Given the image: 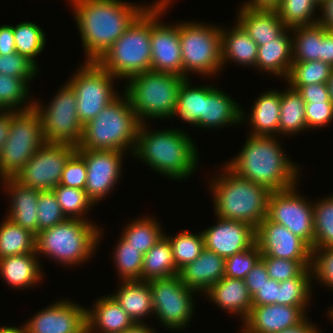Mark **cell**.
Segmentation results:
<instances>
[{
    "instance_id": "cell-57",
    "label": "cell",
    "mask_w": 333,
    "mask_h": 333,
    "mask_svg": "<svg viewBox=\"0 0 333 333\" xmlns=\"http://www.w3.org/2000/svg\"><path fill=\"white\" fill-rule=\"evenodd\" d=\"M266 279H269V275L266 270L265 262L260 258L244 279L249 294L253 296L266 282Z\"/></svg>"
},
{
    "instance_id": "cell-20",
    "label": "cell",
    "mask_w": 333,
    "mask_h": 333,
    "mask_svg": "<svg viewBox=\"0 0 333 333\" xmlns=\"http://www.w3.org/2000/svg\"><path fill=\"white\" fill-rule=\"evenodd\" d=\"M217 218L216 225L202 232L205 249L227 258L256 243L255 228L248 223Z\"/></svg>"
},
{
    "instance_id": "cell-1",
    "label": "cell",
    "mask_w": 333,
    "mask_h": 333,
    "mask_svg": "<svg viewBox=\"0 0 333 333\" xmlns=\"http://www.w3.org/2000/svg\"><path fill=\"white\" fill-rule=\"evenodd\" d=\"M70 1L86 62H96L148 7L122 0Z\"/></svg>"
},
{
    "instance_id": "cell-36",
    "label": "cell",
    "mask_w": 333,
    "mask_h": 333,
    "mask_svg": "<svg viewBox=\"0 0 333 333\" xmlns=\"http://www.w3.org/2000/svg\"><path fill=\"white\" fill-rule=\"evenodd\" d=\"M294 30V31H293ZM293 62L320 60L321 55V24L297 26L291 28Z\"/></svg>"
},
{
    "instance_id": "cell-14",
    "label": "cell",
    "mask_w": 333,
    "mask_h": 333,
    "mask_svg": "<svg viewBox=\"0 0 333 333\" xmlns=\"http://www.w3.org/2000/svg\"><path fill=\"white\" fill-rule=\"evenodd\" d=\"M76 146L66 143H45L13 178L19 184L40 191L53 190Z\"/></svg>"
},
{
    "instance_id": "cell-62",
    "label": "cell",
    "mask_w": 333,
    "mask_h": 333,
    "mask_svg": "<svg viewBox=\"0 0 333 333\" xmlns=\"http://www.w3.org/2000/svg\"><path fill=\"white\" fill-rule=\"evenodd\" d=\"M280 2L281 0H248L241 6L256 10H275Z\"/></svg>"
},
{
    "instance_id": "cell-35",
    "label": "cell",
    "mask_w": 333,
    "mask_h": 333,
    "mask_svg": "<svg viewBox=\"0 0 333 333\" xmlns=\"http://www.w3.org/2000/svg\"><path fill=\"white\" fill-rule=\"evenodd\" d=\"M36 235L5 217L0 225V259L35 252Z\"/></svg>"
},
{
    "instance_id": "cell-27",
    "label": "cell",
    "mask_w": 333,
    "mask_h": 333,
    "mask_svg": "<svg viewBox=\"0 0 333 333\" xmlns=\"http://www.w3.org/2000/svg\"><path fill=\"white\" fill-rule=\"evenodd\" d=\"M286 28L278 37L266 44L258 46L256 68L273 76L287 79L292 66V36Z\"/></svg>"
},
{
    "instance_id": "cell-19",
    "label": "cell",
    "mask_w": 333,
    "mask_h": 333,
    "mask_svg": "<svg viewBox=\"0 0 333 333\" xmlns=\"http://www.w3.org/2000/svg\"><path fill=\"white\" fill-rule=\"evenodd\" d=\"M86 311L66 299L56 301L22 326L28 333H87Z\"/></svg>"
},
{
    "instance_id": "cell-22",
    "label": "cell",
    "mask_w": 333,
    "mask_h": 333,
    "mask_svg": "<svg viewBox=\"0 0 333 333\" xmlns=\"http://www.w3.org/2000/svg\"><path fill=\"white\" fill-rule=\"evenodd\" d=\"M235 102L220 89L203 85V114L196 121V127L208 129L240 124L246 115Z\"/></svg>"
},
{
    "instance_id": "cell-24",
    "label": "cell",
    "mask_w": 333,
    "mask_h": 333,
    "mask_svg": "<svg viewBox=\"0 0 333 333\" xmlns=\"http://www.w3.org/2000/svg\"><path fill=\"white\" fill-rule=\"evenodd\" d=\"M2 181H4L3 184L10 195L9 197L12 198L10 199L9 214L6 218L37 235V205L40 190L25 187L13 178L3 179Z\"/></svg>"
},
{
    "instance_id": "cell-55",
    "label": "cell",
    "mask_w": 333,
    "mask_h": 333,
    "mask_svg": "<svg viewBox=\"0 0 333 333\" xmlns=\"http://www.w3.org/2000/svg\"><path fill=\"white\" fill-rule=\"evenodd\" d=\"M279 299V282L266 279V282L258 289V291L252 296V306L261 305H278Z\"/></svg>"
},
{
    "instance_id": "cell-47",
    "label": "cell",
    "mask_w": 333,
    "mask_h": 333,
    "mask_svg": "<svg viewBox=\"0 0 333 333\" xmlns=\"http://www.w3.org/2000/svg\"><path fill=\"white\" fill-rule=\"evenodd\" d=\"M269 278L278 282L294 277H313L311 260H288L261 255Z\"/></svg>"
},
{
    "instance_id": "cell-11",
    "label": "cell",
    "mask_w": 333,
    "mask_h": 333,
    "mask_svg": "<svg viewBox=\"0 0 333 333\" xmlns=\"http://www.w3.org/2000/svg\"><path fill=\"white\" fill-rule=\"evenodd\" d=\"M76 101L75 91L67 82L46 109L38 101H34L33 107L39 113L45 142L78 147L83 135V125L77 115Z\"/></svg>"
},
{
    "instance_id": "cell-23",
    "label": "cell",
    "mask_w": 333,
    "mask_h": 333,
    "mask_svg": "<svg viewBox=\"0 0 333 333\" xmlns=\"http://www.w3.org/2000/svg\"><path fill=\"white\" fill-rule=\"evenodd\" d=\"M225 274V258L204 249L192 262L179 270L181 281L194 292L207 293Z\"/></svg>"
},
{
    "instance_id": "cell-38",
    "label": "cell",
    "mask_w": 333,
    "mask_h": 333,
    "mask_svg": "<svg viewBox=\"0 0 333 333\" xmlns=\"http://www.w3.org/2000/svg\"><path fill=\"white\" fill-rule=\"evenodd\" d=\"M317 6V0H281L275 11L287 28H294L317 24L319 18H313Z\"/></svg>"
},
{
    "instance_id": "cell-65",
    "label": "cell",
    "mask_w": 333,
    "mask_h": 333,
    "mask_svg": "<svg viewBox=\"0 0 333 333\" xmlns=\"http://www.w3.org/2000/svg\"><path fill=\"white\" fill-rule=\"evenodd\" d=\"M0 333H28L27 330L24 328V326L21 327H0Z\"/></svg>"
},
{
    "instance_id": "cell-51",
    "label": "cell",
    "mask_w": 333,
    "mask_h": 333,
    "mask_svg": "<svg viewBox=\"0 0 333 333\" xmlns=\"http://www.w3.org/2000/svg\"><path fill=\"white\" fill-rule=\"evenodd\" d=\"M38 67L26 56L14 52L0 54V73L24 79L27 83L37 75Z\"/></svg>"
},
{
    "instance_id": "cell-46",
    "label": "cell",
    "mask_w": 333,
    "mask_h": 333,
    "mask_svg": "<svg viewBox=\"0 0 333 333\" xmlns=\"http://www.w3.org/2000/svg\"><path fill=\"white\" fill-rule=\"evenodd\" d=\"M332 69L333 67L320 60L292 62L286 81H288V85L327 83Z\"/></svg>"
},
{
    "instance_id": "cell-31",
    "label": "cell",
    "mask_w": 333,
    "mask_h": 333,
    "mask_svg": "<svg viewBox=\"0 0 333 333\" xmlns=\"http://www.w3.org/2000/svg\"><path fill=\"white\" fill-rule=\"evenodd\" d=\"M254 102L249 114V126H252L250 135L267 137L279 135L281 92L275 90L263 92Z\"/></svg>"
},
{
    "instance_id": "cell-41",
    "label": "cell",
    "mask_w": 333,
    "mask_h": 333,
    "mask_svg": "<svg viewBox=\"0 0 333 333\" xmlns=\"http://www.w3.org/2000/svg\"><path fill=\"white\" fill-rule=\"evenodd\" d=\"M203 114V85L192 87L189 78L185 79L178 92V100L173 116L196 126V121Z\"/></svg>"
},
{
    "instance_id": "cell-28",
    "label": "cell",
    "mask_w": 333,
    "mask_h": 333,
    "mask_svg": "<svg viewBox=\"0 0 333 333\" xmlns=\"http://www.w3.org/2000/svg\"><path fill=\"white\" fill-rule=\"evenodd\" d=\"M237 23L258 46L278 37L287 27L275 10H256L240 7Z\"/></svg>"
},
{
    "instance_id": "cell-39",
    "label": "cell",
    "mask_w": 333,
    "mask_h": 333,
    "mask_svg": "<svg viewBox=\"0 0 333 333\" xmlns=\"http://www.w3.org/2000/svg\"><path fill=\"white\" fill-rule=\"evenodd\" d=\"M13 34L16 51L37 66L34 58L42 52L46 42L43 29L35 23L22 22L13 26Z\"/></svg>"
},
{
    "instance_id": "cell-7",
    "label": "cell",
    "mask_w": 333,
    "mask_h": 333,
    "mask_svg": "<svg viewBox=\"0 0 333 333\" xmlns=\"http://www.w3.org/2000/svg\"><path fill=\"white\" fill-rule=\"evenodd\" d=\"M100 231V227L90 221L67 219L36 235L35 252L68 267L81 265L96 252L101 239Z\"/></svg>"
},
{
    "instance_id": "cell-56",
    "label": "cell",
    "mask_w": 333,
    "mask_h": 333,
    "mask_svg": "<svg viewBox=\"0 0 333 333\" xmlns=\"http://www.w3.org/2000/svg\"><path fill=\"white\" fill-rule=\"evenodd\" d=\"M289 86L298 91L304 102L331 101L326 83Z\"/></svg>"
},
{
    "instance_id": "cell-12",
    "label": "cell",
    "mask_w": 333,
    "mask_h": 333,
    "mask_svg": "<svg viewBox=\"0 0 333 333\" xmlns=\"http://www.w3.org/2000/svg\"><path fill=\"white\" fill-rule=\"evenodd\" d=\"M75 73L67 83L75 91L77 115L84 126L117 98L113 88L116 77L96 62H85Z\"/></svg>"
},
{
    "instance_id": "cell-4",
    "label": "cell",
    "mask_w": 333,
    "mask_h": 333,
    "mask_svg": "<svg viewBox=\"0 0 333 333\" xmlns=\"http://www.w3.org/2000/svg\"><path fill=\"white\" fill-rule=\"evenodd\" d=\"M222 168L219 178L210 182L217 217L242 221L256 229L267 217L271 191L237 176L227 166Z\"/></svg>"
},
{
    "instance_id": "cell-50",
    "label": "cell",
    "mask_w": 333,
    "mask_h": 333,
    "mask_svg": "<svg viewBox=\"0 0 333 333\" xmlns=\"http://www.w3.org/2000/svg\"><path fill=\"white\" fill-rule=\"evenodd\" d=\"M260 258L261 252L256 243L249 249L225 258L224 277L244 280Z\"/></svg>"
},
{
    "instance_id": "cell-9",
    "label": "cell",
    "mask_w": 333,
    "mask_h": 333,
    "mask_svg": "<svg viewBox=\"0 0 333 333\" xmlns=\"http://www.w3.org/2000/svg\"><path fill=\"white\" fill-rule=\"evenodd\" d=\"M45 143L41 119L34 107L11 111L10 131L0 155V179L14 178Z\"/></svg>"
},
{
    "instance_id": "cell-15",
    "label": "cell",
    "mask_w": 333,
    "mask_h": 333,
    "mask_svg": "<svg viewBox=\"0 0 333 333\" xmlns=\"http://www.w3.org/2000/svg\"><path fill=\"white\" fill-rule=\"evenodd\" d=\"M295 190L297 189L293 186L286 190L272 191L268 200L267 217L277 224L284 225L313 249V204L298 195Z\"/></svg>"
},
{
    "instance_id": "cell-59",
    "label": "cell",
    "mask_w": 333,
    "mask_h": 333,
    "mask_svg": "<svg viewBox=\"0 0 333 333\" xmlns=\"http://www.w3.org/2000/svg\"><path fill=\"white\" fill-rule=\"evenodd\" d=\"M17 52L13 34V26H0V54H11Z\"/></svg>"
},
{
    "instance_id": "cell-64",
    "label": "cell",
    "mask_w": 333,
    "mask_h": 333,
    "mask_svg": "<svg viewBox=\"0 0 333 333\" xmlns=\"http://www.w3.org/2000/svg\"><path fill=\"white\" fill-rule=\"evenodd\" d=\"M122 333H157L155 330L150 326L148 327L144 323H135L129 329L123 331Z\"/></svg>"
},
{
    "instance_id": "cell-6",
    "label": "cell",
    "mask_w": 333,
    "mask_h": 333,
    "mask_svg": "<svg viewBox=\"0 0 333 333\" xmlns=\"http://www.w3.org/2000/svg\"><path fill=\"white\" fill-rule=\"evenodd\" d=\"M152 5H149L96 63L117 79L151 70Z\"/></svg>"
},
{
    "instance_id": "cell-10",
    "label": "cell",
    "mask_w": 333,
    "mask_h": 333,
    "mask_svg": "<svg viewBox=\"0 0 333 333\" xmlns=\"http://www.w3.org/2000/svg\"><path fill=\"white\" fill-rule=\"evenodd\" d=\"M179 39L183 77L188 78L190 71L212 76L222 70L220 27L199 22H179Z\"/></svg>"
},
{
    "instance_id": "cell-44",
    "label": "cell",
    "mask_w": 333,
    "mask_h": 333,
    "mask_svg": "<svg viewBox=\"0 0 333 333\" xmlns=\"http://www.w3.org/2000/svg\"><path fill=\"white\" fill-rule=\"evenodd\" d=\"M118 240L113 259L115 258L114 261L117 272L120 274V280H141L144 254L139 249L130 246L121 237Z\"/></svg>"
},
{
    "instance_id": "cell-58",
    "label": "cell",
    "mask_w": 333,
    "mask_h": 333,
    "mask_svg": "<svg viewBox=\"0 0 333 333\" xmlns=\"http://www.w3.org/2000/svg\"><path fill=\"white\" fill-rule=\"evenodd\" d=\"M320 61L333 67V31L321 25V55Z\"/></svg>"
},
{
    "instance_id": "cell-16",
    "label": "cell",
    "mask_w": 333,
    "mask_h": 333,
    "mask_svg": "<svg viewBox=\"0 0 333 333\" xmlns=\"http://www.w3.org/2000/svg\"><path fill=\"white\" fill-rule=\"evenodd\" d=\"M171 1L159 0L152 4L151 70L183 76L179 23L166 26L158 20Z\"/></svg>"
},
{
    "instance_id": "cell-53",
    "label": "cell",
    "mask_w": 333,
    "mask_h": 333,
    "mask_svg": "<svg viewBox=\"0 0 333 333\" xmlns=\"http://www.w3.org/2000/svg\"><path fill=\"white\" fill-rule=\"evenodd\" d=\"M86 181L87 167L85 160L75 151L65 163L59 185L85 190Z\"/></svg>"
},
{
    "instance_id": "cell-42",
    "label": "cell",
    "mask_w": 333,
    "mask_h": 333,
    "mask_svg": "<svg viewBox=\"0 0 333 333\" xmlns=\"http://www.w3.org/2000/svg\"><path fill=\"white\" fill-rule=\"evenodd\" d=\"M167 238L171 243L173 258L178 270L192 263L205 249L202 231L194 234L184 230L176 236Z\"/></svg>"
},
{
    "instance_id": "cell-68",
    "label": "cell",
    "mask_w": 333,
    "mask_h": 333,
    "mask_svg": "<svg viewBox=\"0 0 333 333\" xmlns=\"http://www.w3.org/2000/svg\"><path fill=\"white\" fill-rule=\"evenodd\" d=\"M319 2V4H321L324 0H317Z\"/></svg>"
},
{
    "instance_id": "cell-66",
    "label": "cell",
    "mask_w": 333,
    "mask_h": 333,
    "mask_svg": "<svg viewBox=\"0 0 333 333\" xmlns=\"http://www.w3.org/2000/svg\"><path fill=\"white\" fill-rule=\"evenodd\" d=\"M326 84H327L330 100L333 102V69H332L331 75Z\"/></svg>"
},
{
    "instance_id": "cell-67",
    "label": "cell",
    "mask_w": 333,
    "mask_h": 333,
    "mask_svg": "<svg viewBox=\"0 0 333 333\" xmlns=\"http://www.w3.org/2000/svg\"><path fill=\"white\" fill-rule=\"evenodd\" d=\"M328 313H329L328 316L333 320V307L331 310L328 311Z\"/></svg>"
},
{
    "instance_id": "cell-33",
    "label": "cell",
    "mask_w": 333,
    "mask_h": 333,
    "mask_svg": "<svg viewBox=\"0 0 333 333\" xmlns=\"http://www.w3.org/2000/svg\"><path fill=\"white\" fill-rule=\"evenodd\" d=\"M179 274L173 258L172 246L164 234L143 257L141 280L168 278Z\"/></svg>"
},
{
    "instance_id": "cell-60",
    "label": "cell",
    "mask_w": 333,
    "mask_h": 333,
    "mask_svg": "<svg viewBox=\"0 0 333 333\" xmlns=\"http://www.w3.org/2000/svg\"><path fill=\"white\" fill-rule=\"evenodd\" d=\"M322 17H319V24L327 30L333 31V0H324L320 4Z\"/></svg>"
},
{
    "instance_id": "cell-17",
    "label": "cell",
    "mask_w": 333,
    "mask_h": 333,
    "mask_svg": "<svg viewBox=\"0 0 333 333\" xmlns=\"http://www.w3.org/2000/svg\"><path fill=\"white\" fill-rule=\"evenodd\" d=\"M84 158L87 167L85 191L97 204L105 198L121 177L123 154L126 151L76 149Z\"/></svg>"
},
{
    "instance_id": "cell-26",
    "label": "cell",
    "mask_w": 333,
    "mask_h": 333,
    "mask_svg": "<svg viewBox=\"0 0 333 333\" xmlns=\"http://www.w3.org/2000/svg\"><path fill=\"white\" fill-rule=\"evenodd\" d=\"M206 294L221 309L242 316L243 321L251 311L252 296L242 279L223 277Z\"/></svg>"
},
{
    "instance_id": "cell-34",
    "label": "cell",
    "mask_w": 333,
    "mask_h": 333,
    "mask_svg": "<svg viewBox=\"0 0 333 333\" xmlns=\"http://www.w3.org/2000/svg\"><path fill=\"white\" fill-rule=\"evenodd\" d=\"M287 88L281 92L279 134L292 136L307 129L305 102L297 90Z\"/></svg>"
},
{
    "instance_id": "cell-18",
    "label": "cell",
    "mask_w": 333,
    "mask_h": 333,
    "mask_svg": "<svg viewBox=\"0 0 333 333\" xmlns=\"http://www.w3.org/2000/svg\"><path fill=\"white\" fill-rule=\"evenodd\" d=\"M261 255L288 260H311V247L284 225L266 217L255 229Z\"/></svg>"
},
{
    "instance_id": "cell-40",
    "label": "cell",
    "mask_w": 333,
    "mask_h": 333,
    "mask_svg": "<svg viewBox=\"0 0 333 333\" xmlns=\"http://www.w3.org/2000/svg\"><path fill=\"white\" fill-rule=\"evenodd\" d=\"M28 87V83L24 79L0 73V108L3 111H24L31 109L34 102H25L30 92ZM21 104H24L23 108Z\"/></svg>"
},
{
    "instance_id": "cell-8",
    "label": "cell",
    "mask_w": 333,
    "mask_h": 333,
    "mask_svg": "<svg viewBox=\"0 0 333 333\" xmlns=\"http://www.w3.org/2000/svg\"><path fill=\"white\" fill-rule=\"evenodd\" d=\"M186 78L167 72L148 70L128 78L125 94L140 124L147 118L171 119L176 109L178 92Z\"/></svg>"
},
{
    "instance_id": "cell-21",
    "label": "cell",
    "mask_w": 333,
    "mask_h": 333,
    "mask_svg": "<svg viewBox=\"0 0 333 333\" xmlns=\"http://www.w3.org/2000/svg\"><path fill=\"white\" fill-rule=\"evenodd\" d=\"M306 312L301 306H252L249 315L242 321V333H279L300 324L307 317Z\"/></svg>"
},
{
    "instance_id": "cell-43",
    "label": "cell",
    "mask_w": 333,
    "mask_h": 333,
    "mask_svg": "<svg viewBox=\"0 0 333 333\" xmlns=\"http://www.w3.org/2000/svg\"><path fill=\"white\" fill-rule=\"evenodd\" d=\"M313 248L333 246V195L313 203Z\"/></svg>"
},
{
    "instance_id": "cell-3",
    "label": "cell",
    "mask_w": 333,
    "mask_h": 333,
    "mask_svg": "<svg viewBox=\"0 0 333 333\" xmlns=\"http://www.w3.org/2000/svg\"><path fill=\"white\" fill-rule=\"evenodd\" d=\"M146 125L139 126L133 156L163 176L176 180L189 177L199 158L191 137L173 128L149 131Z\"/></svg>"
},
{
    "instance_id": "cell-30",
    "label": "cell",
    "mask_w": 333,
    "mask_h": 333,
    "mask_svg": "<svg viewBox=\"0 0 333 333\" xmlns=\"http://www.w3.org/2000/svg\"><path fill=\"white\" fill-rule=\"evenodd\" d=\"M122 283L116 293L111 294V296L135 323H143L145 316L151 312L153 314V300L149 282L130 280L122 281Z\"/></svg>"
},
{
    "instance_id": "cell-45",
    "label": "cell",
    "mask_w": 333,
    "mask_h": 333,
    "mask_svg": "<svg viewBox=\"0 0 333 333\" xmlns=\"http://www.w3.org/2000/svg\"><path fill=\"white\" fill-rule=\"evenodd\" d=\"M57 198L58 203L68 219L86 220L83 216L86 215L93 201L87 196L83 189L71 188L63 185H58L52 190Z\"/></svg>"
},
{
    "instance_id": "cell-25",
    "label": "cell",
    "mask_w": 333,
    "mask_h": 333,
    "mask_svg": "<svg viewBox=\"0 0 333 333\" xmlns=\"http://www.w3.org/2000/svg\"><path fill=\"white\" fill-rule=\"evenodd\" d=\"M86 322L87 333H94L96 330H100L98 333H122L135 324L111 295L100 297L94 308H87Z\"/></svg>"
},
{
    "instance_id": "cell-52",
    "label": "cell",
    "mask_w": 333,
    "mask_h": 333,
    "mask_svg": "<svg viewBox=\"0 0 333 333\" xmlns=\"http://www.w3.org/2000/svg\"><path fill=\"white\" fill-rule=\"evenodd\" d=\"M311 271L317 282L333 290V246L312 249Z\"/></svg>"
},
{
    "instance_id": "cell-37",
    "label": "cell",
    "mask_w": 333,
    "mask_h": 333,
    "mask_svg": "<svg viewBox=\"0 0 333 333\" xmlns=\"http://www.w3.org/2000/svg\"><path fill=\"white\" fill-rule=\"evenodd\" d=\"M159 225L153 218H138L126 226L121 238L145 254L164 235Z\"/></svg>"
},
{
    "instance_id": "cell-54",
    "label": "cell",
    "mask_w": 333,
    "mask_h": 333,
    "mask_svg": "<svg viewBox=\"0 0 333 333\" xmlns=\"http://www.w3.org/2000/svg\"><path fill=\"white\" fill-rule=\"evenodd\" d=\"M305 118L307 129H317L330 124L333 120V102H305Z\"/></svg>"
},
{
    "instance_id": "cell-29",
    "label": "cell",
    "mask_w": 333,
    "mask_h": 333,
    "mask_svg": "<svg viewBox=\"0 0 333 333\" xmlns=\"http://www.w3.org/2000/svg\"><path fill=\"white\" fill-rule=\"evenodd\" d=\"M36 252L0 259V276L12 288H28L42 279V270Z\"/></svg>"
},
{
    "instance_id": "cell-32",
    "label": "cell",
    "mask_w": 333,
    "mask_h": 333,
    "mask_svg": "<svg viewBox=\"0 0 333 333\" xmlns=\"http://www.w3.org/2000/svg\"><path fill=\"white\" fill-rule=\"evenodd\" d=\"M233 28H221L222 66L229 60L243 67L256 66L258 45L238 23Z\"/></svg>"
},
{
    "instance_id": "cell-2",
    "label": "cell",
    "mask_w": 333,
    "mask_h": 333,
    "mask_svg": "<svg viewBox=\"0 0 333 333\" xmlns=\"http://www.w3.org/2000/svg\"><path fill=\"white\" fill-rule=\"evenodd\" d=\"M276 139L275 136L249 135L238 155L224 166L271 192L297 186L299 167L284 154Z\"/></svg>"
},
{
    "instance_id": "cell-63",
    "label": "cell",
    "mask_w": 333,
    "mask_h": 333,
    "mask_svg": "<svg viewBox=\"0 0 333 333\" xmlns=\"http://www.w3.org/2000/svg\"><path fill=\"white\" fill-rule=\"evenodd\" d=\"M279 333H319V330L306 317L300 324L280 331Z\"/></svg>"
},
{
    "instance_id": "cell-13",
    "label": "cell",
    "mask_w": 333,
    "mask_h": 333,
    "mask_svg": "<svg viewBox=\"0 0 333 333\" xmlns=\"http://www.w3.org/2000/svg\"><path fill=\"white\" fill-rule=\"evenodd\" d=\"M152 292L153 315L171 330H180L188 325L194 312L193 294L179 275L148 281Z\"/></svg>"
},
{
    "instance_id": "cell-49",
    "label": "cell",
    "mask_w": 333,
    "mask_h": 333,
    "mask_svg": "<svg viewBox=\"0 0 333 333\" xmlns=\"http://www.w3.org/2000/svg\"><path fill=\"white\" fill-rule=\"evenodd\" d=\"M38 233L66 221L68 218L63 213L60 204L52 190L40 191L38 197Z\"/></svg>"
},
{
    "instance_id": "cell-5",
    "label": "cell",
    "mask_w": 333,
    "mask_h": 333,
    "mask_svg": "<svg viewBox=\"0 0 333 333\" xmlns=\"http://www.w3.org/2000/svg\"><path fill=\"white\" fill-rule=\"evenodd\" d=\"M123 96H118L83 126L76 149L125 151L127 148L132 154L140 122L128 96L125 93Z\"/></svg>"
},
{
    "instance_id": "cell-61",
    "label": "cell",
    "mask_w": 333,
    "mask_h": 333,
    "mask_svg": "<svg viewBox=\"0 0 333 333\" xmlns=\"http://www.w3.org/2000/svg\"><path fill=\"white\" fill-rule=\"evenodd\" d=\"M11 111L0 113V155L10 131Z\"/></svg>"
},
{
    "instance_id": "cell-48",
    "label": "cell",
    "mask_w": 333,
    "mask_h": 333,
    "mask_svg": "<svg viewBox=\"0 0 333 333\" xmlns=\"http://www.w3.org/2000/svg\"><path fill=\"white\" fill-rule=\"evenodd\" d=\"M311 277H294L279 282L278 305L301 306L304 310L311 299Z\"/></svg>"
}]
</instances>
